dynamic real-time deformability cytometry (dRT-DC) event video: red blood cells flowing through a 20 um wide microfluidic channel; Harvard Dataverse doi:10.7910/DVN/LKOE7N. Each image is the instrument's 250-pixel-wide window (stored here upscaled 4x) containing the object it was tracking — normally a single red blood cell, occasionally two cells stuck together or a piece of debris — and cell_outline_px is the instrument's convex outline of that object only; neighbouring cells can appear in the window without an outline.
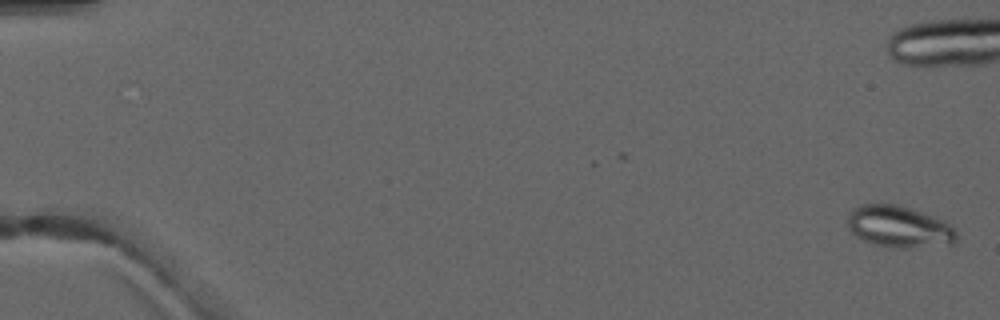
{"species": "common noctule bat (a hibernating species)", "species_latin": "Nyctalus noctula", "temperature_condition": "warm", "stored_images_in_passage": 7, "camera_frame_rate_fps": 3000, "um_per_image_px": 0.085, "animal": {"sex": "male", "forearm_length_mm": 52.5}, "frame": {"image": 1, "passage_image": 1, "time_ms": 0.0, "image_size_px": [1000, 320], "cell_outline_px": [[956, 244], [908, 248], [892, 248], [872, 244], [856, 236], [848, 228], [848, 216], [860, 204], [896, 204], [912, 208], [924, 212], [944, 220], [956, 232]], "centroid_in_image_um": [76.44, 19.28], "position_along_channel_um": 8.6, "area_um2": 26.59}}